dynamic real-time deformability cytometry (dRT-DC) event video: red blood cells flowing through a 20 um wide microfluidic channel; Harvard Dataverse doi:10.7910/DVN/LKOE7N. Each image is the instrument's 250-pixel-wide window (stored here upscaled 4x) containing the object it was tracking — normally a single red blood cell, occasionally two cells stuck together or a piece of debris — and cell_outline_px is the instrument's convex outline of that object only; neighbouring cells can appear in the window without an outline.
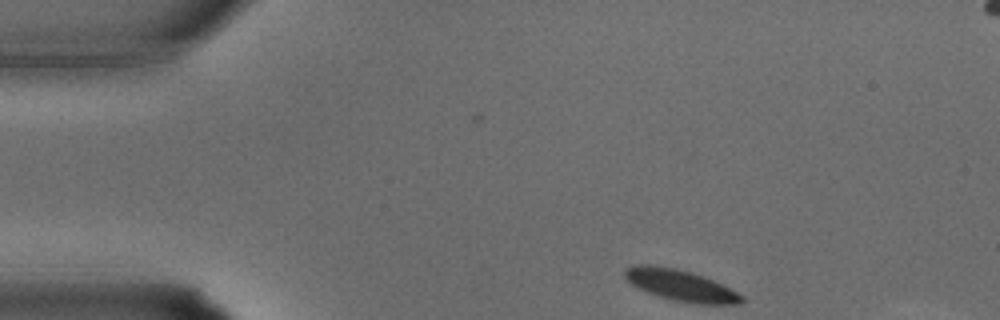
{"species": "common noctule bat (a hibernating species)", "species_latin": "Nyctalus noctula", "temperature_condition": "warm", "stored_images_in_passage": 25, "camera_frame_rate_fps": 3000, "um_per_image_px": 0.085, "animal": {"sex": "male", "body_mass_g": 15.6}, "frame": {"image": 1, "passage_image": 1, "time_ms": 0.0, "image_size_px": [1000, 320], "cell_outline_px": [[744, 300], [740, 304], [692, 304], [672, 300], [648, 292], [632, 284], [624, 276], [624, 272], [628, 268], [636, 264], [648, 264], [676, 268], [692, 272], [704, 276], [744, 296]], "centroid_in_image_um": [57.86, 24.26], "position_along_channel_um": 27.1, "area_um2": 21.1}}
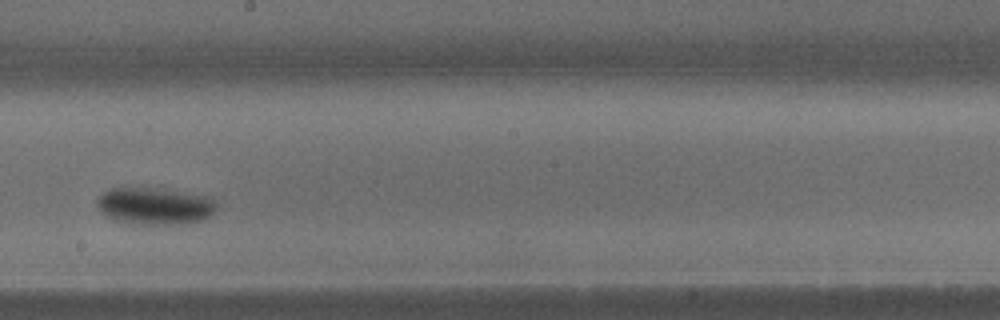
{"frame": {"image": 2, "passage_image": 15, "time_ms": 4.667, "image_size_px": [1000, 320], "cell_outline_px": [[216, 212], [212, 216], [204, 220], [188, 224], [132, 224], [108, 216], [100, 212], [96, 204], [96, 200], [104, 192], [112, 188], [140, 188], [176, 192], [208, 196], [216, 200]], "centroid_in_image_um": [13.2, 17.54], "position_along_channel_um": 235.0, "area_um2": 25.55}}
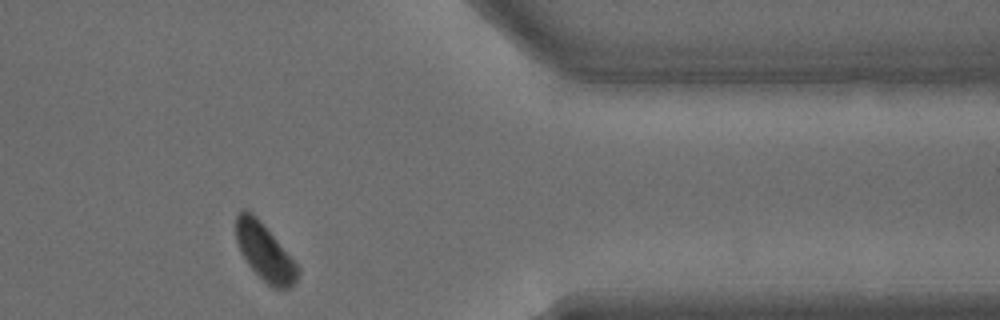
{"frame": {"image": 3, "passage_image": 24, "time_ms": 7.667, "image_size_px": [1000, 320], "cell_outline_px": [[300, 272], [292, 288], [272, 288], [248, 264], [240, 252], [236, 240], [236, 216], [244, 208], [252, 212], [260, 220], [300, 268]], "centroid_in_image_um": [22.5, 21.42], "position_along_channel_um": 388.9, "area_um2": 20.29}}